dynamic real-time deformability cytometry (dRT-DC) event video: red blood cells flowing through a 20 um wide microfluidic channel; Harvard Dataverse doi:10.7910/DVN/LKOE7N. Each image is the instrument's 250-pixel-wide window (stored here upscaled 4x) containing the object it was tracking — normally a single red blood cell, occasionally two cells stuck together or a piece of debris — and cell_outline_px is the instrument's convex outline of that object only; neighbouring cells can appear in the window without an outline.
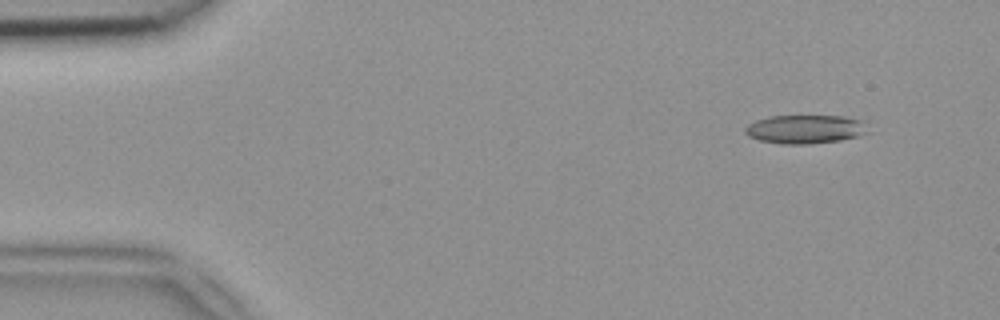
{"species": "common noctule bat (a hibernating species)", "species_latin": "Nyctalus noctula", "temperature_condition": "room temperature", "stored_images_in_passage": 49, "camera_frame_rate_fps": 3000, "um_per_image_px": 0.085, "animal": {"sex": "female", "body_mass_g": 18.4}, "frame": {"image": 1, "passage_image": 4, "time_ms": 1.0, "image_size_px": [1000, 320], "cell_outline_px": [[872, 132], [840, 140], [808, 144], [784, 144], [760, 140], [748, 136], [744, 132], [744, 128], [748, 124], [756, 120], [768, 116], [844, 116], [860, 120]], "centroid_in_image_um": [68.43, 10.98], "position_along_channel_um": 16.6, "area_um2": 20.52}}
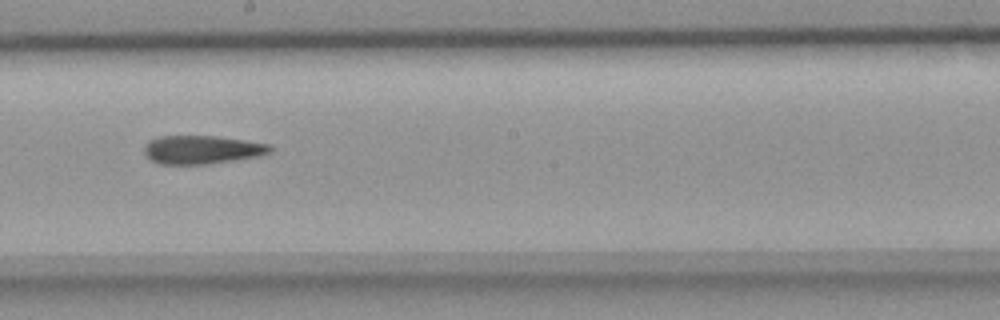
{"frame": {"image": 2, "passage_image": 27, "time_ms": 8.667, "image_size_px": [1000, 320], "cell_outline_px": [[272, 152], [256, 156], [208, 164], [160, 164], [152, 160], [144, 152], [144, 148], [148, 140], [160, 136], [216, 136], [244, 140], [268, 144], [272, 148]], "centroid_in_image_um": [17.14, 12.71], "position_along_channel_um": 231.1, "area_um2": 20.63}}
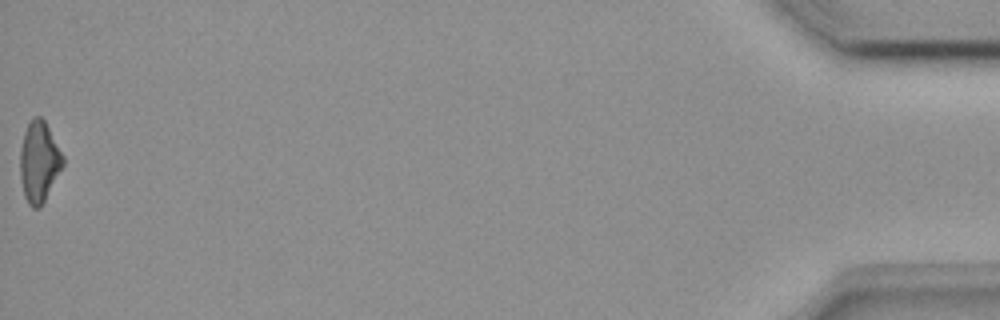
{"frame": {"image": 3, "passage_image": 49, "time_ms": 16.0, "image_size_px": [1000, 320], "cell_outline_px": [[64, 164], [40, 208], [32, 208], [28, 204], [24, 196], [20, 176], [20, 148], [24, 132], [32, 116], [40, 116], [44, 120], [64, 156]], "centroid_in_image_um": [3.31, 13.75], "position_along_channel_um": 431.9, "area_um2": 20.11}}